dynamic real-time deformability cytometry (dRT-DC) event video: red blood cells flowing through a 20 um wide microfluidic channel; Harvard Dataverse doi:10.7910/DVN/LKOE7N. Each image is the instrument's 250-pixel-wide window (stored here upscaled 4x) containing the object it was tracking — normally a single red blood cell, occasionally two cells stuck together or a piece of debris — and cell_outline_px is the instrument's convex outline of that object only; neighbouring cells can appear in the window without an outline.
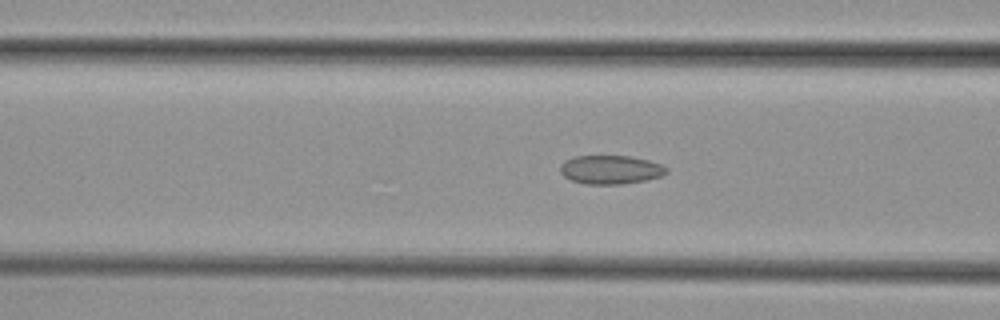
{"species": "common noctule bat (a hibernating species)", "species_latin": "Nyctalus noctula", "temperature_condition": "cold", "stored_images_in_passage": 55, "camera_frame_rate_fps": 3000, "um_per_image_px": 0.085, "animal": {"sex": "female", "body_mass_g": 29.2, "forearm_length_mm": 56.3}, "frame": {"image": 1, "passage_image": 21, "time_ms": 6.667, "image_size_px": [1000, 320], "cell_outline_px": [[668, 172], [660, 176], [644, 180], [620, 184], [584, 184], [572, 180], [564, 176], [560, 172], [560, 164], [564, 160], [572, 156], [632, 156], [648, 160], [660, 164], [668, 168]], "centroid_in_image_um": [51.86, 14.41], "position_along_channel_um": 114.7, "area_um2": 17.8}}
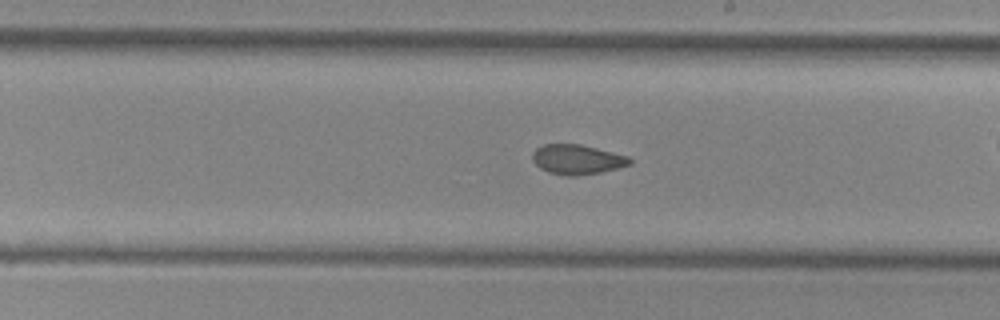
{"frame": {"image": 2, "passage_image": 31, "time_ms": 10.0, "image_size_px": [1000, 320], "cell_outline_px": [[632, 164], [600, 172], [576, 176], [564, 176], [548, 172], [540, 168], [532, 160], [532, 152], [536, 148], [544, 144], [580, 144], [628, 156], [632, 160]], "centroid_in_image_um": [49.03, 13.56], "position_along_channel_um": 240.0, "area_um2": 16.88}}
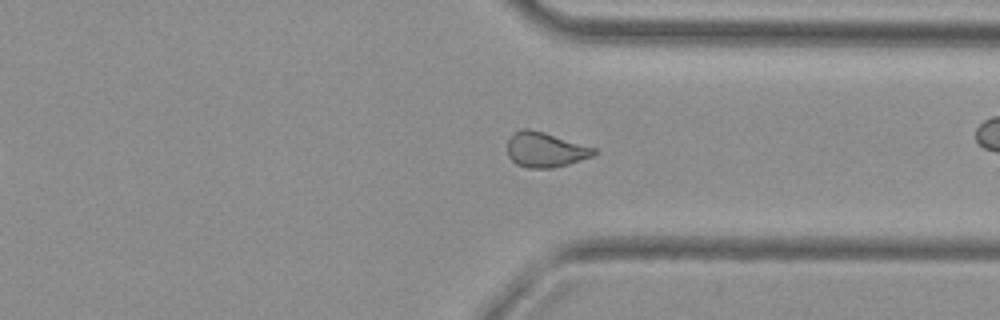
{"frame": {"image": 3, "passage_image": 41, "time_ms": 13.333, "image_size_px": [1000, 320], "cell_outline_px": [[596, 152], [592, 156], [568, 164], [552, 168], [528, 168], [516, 164], [508, 156], [508, 140], [520, 128], [528, 128], [544, 132], [596, 148]], "centroid_in_image_um": [46.34, 12.73], "position_along_channel_um": 365.1, "area_um2": 17.51}, "authors_computed_cell_mechanics": {"area_um2": 18.0336, "velocity_mm_per_s": 3.7503, "shape_relaxation_time_tau1_ms": null, "shape_relaxation_time_tau2_ms": 1.9517, "deformation_change_tau1": null, "deformation_change_tau2": 0.072}}